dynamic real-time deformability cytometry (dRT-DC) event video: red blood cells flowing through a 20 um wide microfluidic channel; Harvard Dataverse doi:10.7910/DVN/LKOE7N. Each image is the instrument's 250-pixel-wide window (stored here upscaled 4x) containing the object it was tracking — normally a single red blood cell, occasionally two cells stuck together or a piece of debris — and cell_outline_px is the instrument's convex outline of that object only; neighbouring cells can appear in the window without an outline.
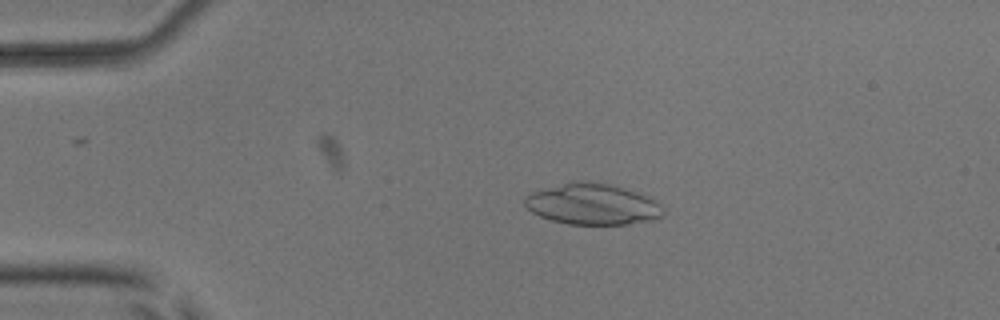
{"species": "common noctule bat (a hibernating species)", "species_latin": "Nyctalus noctula", "temperature_condition": "room temperature", "stored_images_in_passage": 4, "camera_frame_rate_fps": 3000, "um_per_image_px": 0.085, "animal": {"sex": "male", "body_mass_g": 17.9, "forearm_length_mm": 54.2}, "frame": {"image": 1, "passage_image": 3, "time_ms": 2.333, "image_size_px": [1000, 320], "cell_outline_px": [[664, 216], [656, 220], [628, 224], [568, 224], [552, 220], [540, 216], [532, 212], [524, 204], [524, 196], [532, 192], [572, 180], [588, 180], [608, 184], [624, 188], [652, 196], [664, 208]], "centroid_in_image_um": [50.42, 17.34], "position_along_channel_um": 34.6, "area_um2": 33.64}}